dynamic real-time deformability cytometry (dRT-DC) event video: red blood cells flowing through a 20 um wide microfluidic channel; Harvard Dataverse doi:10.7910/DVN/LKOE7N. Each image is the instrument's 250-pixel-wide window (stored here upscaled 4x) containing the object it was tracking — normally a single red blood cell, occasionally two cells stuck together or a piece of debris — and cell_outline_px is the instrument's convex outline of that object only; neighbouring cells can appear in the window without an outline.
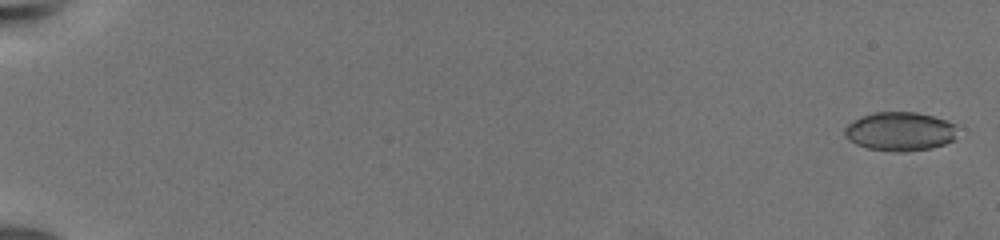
{"species": "common noctule bat (a hibernating species)", "species_latin": "Nyctalus noctula", "temperature_condition": "warm", "stored_images_in_passage": 13, "camera_frame_rate_fps": 3000, "um_per_image_px": 0.085, "animal": {"sex": "female", "body_mass_g": 19.5, "forearm_length_mm": 54.1}, "frame": {"image": 1, "passage_image": 1, "time_ms": 0.0, "image_size_px": [1000, 240], "cell_outline_px": [[956, 124], [952, 140], [944, 144], [932, 148], [908, 152], [892, 152], [868, 148], [856, 144], [848, 140], [844, 136], [844, 128], [848, 124], [860, 116], [876, 112], [916, 112], [932, 116]], "centroid_in_image_um": [76.44, 11.18], "position_along_channel_um": 8.6, "area_um2": 25.55}}
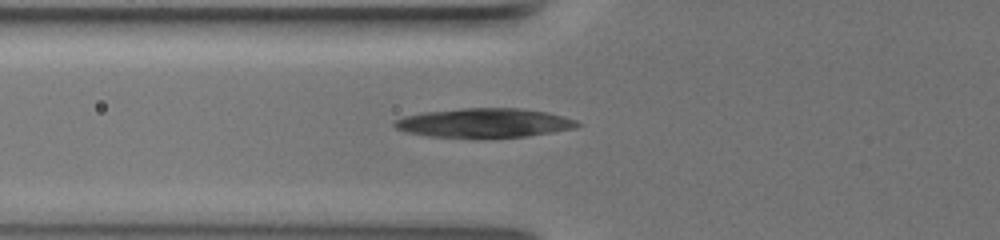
{"frame": {"image": 2, "passage_image": 10, "time_ms": 9.0, "image_size_px": [1000, 240], "cell_outline_px": [[580, 124], [576, 128], [528, 136], [428, 136], [404, 132], [396, 128], [392, 124], [392, 120], [404, 116], [424, 112], [460, 108], [520, 108], [544, 112], [576, 120]], "centroid_in_image_um": [41.09, 10.43], "position_along_channel_um": 84.7, "area_um2": 30.52}}
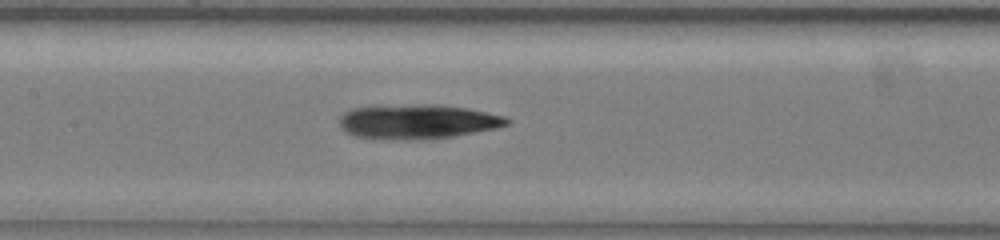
{"frame": {"image": 3, "passage_image": 13, "time_ms": 11.667, "image_size_px": [1000, 240], "cell_outline_px": [[512, 120], [508, 124], [496, 128], [452, 136], [424, 140], [380, 140], [352, 136], [344, 132], [340, 128], [340, 116], [344, 112], [352, 108], [412, 104], [440, 104], [468, 108], [504, 116]], "centroid_in_image_um": [35.44, 10.35], "position_along_channel_um": 172.0, "area_um2": 34.22}}